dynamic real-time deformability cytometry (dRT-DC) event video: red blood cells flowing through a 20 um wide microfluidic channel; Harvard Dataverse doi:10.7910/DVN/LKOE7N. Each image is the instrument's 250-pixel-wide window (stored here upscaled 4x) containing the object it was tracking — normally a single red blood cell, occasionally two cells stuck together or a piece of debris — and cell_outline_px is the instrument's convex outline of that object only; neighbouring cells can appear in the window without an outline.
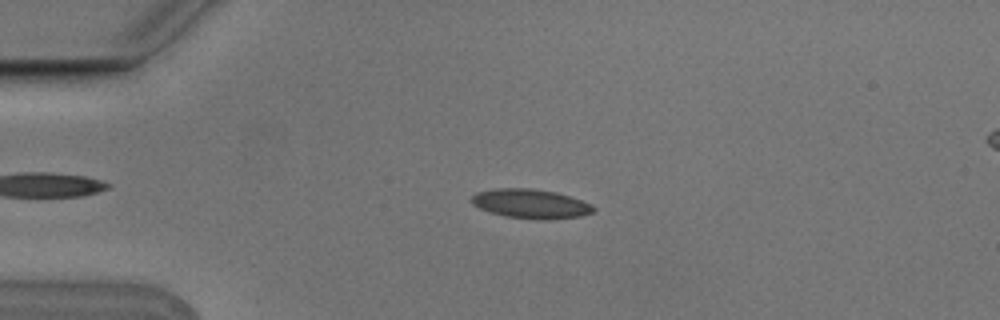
{"species": "Egyptian fruit bat (a non-hibernating species)", "species_latin": "Rousettus aegyptiacus", "temperature_condition": "cold", "stored_images_in_passage": 6, "segment_of_instrument_passage": [1, 2], "camera_frame_rate_fps": 3000, "um_per_image_px": 0.085, "animal": {"sex": "male"}, "frame": {"image": 1, "passage_image": 4, "time_ms": 1.0, "image_size_px": [1000, 320], "cell_outline_px": [[596, 208], [592, 212], [580, 216], [548, 220], [536, 220], [504, 216], [488, 212], [472, 204], [472, 196], [476, 192], [496, 188], [532, 188], [556, 192], [592, 204]], "centroid_in_image_um": [45.09, 17.32], "position_along_channel_um": 39.9, "area_um2": 20.92}}